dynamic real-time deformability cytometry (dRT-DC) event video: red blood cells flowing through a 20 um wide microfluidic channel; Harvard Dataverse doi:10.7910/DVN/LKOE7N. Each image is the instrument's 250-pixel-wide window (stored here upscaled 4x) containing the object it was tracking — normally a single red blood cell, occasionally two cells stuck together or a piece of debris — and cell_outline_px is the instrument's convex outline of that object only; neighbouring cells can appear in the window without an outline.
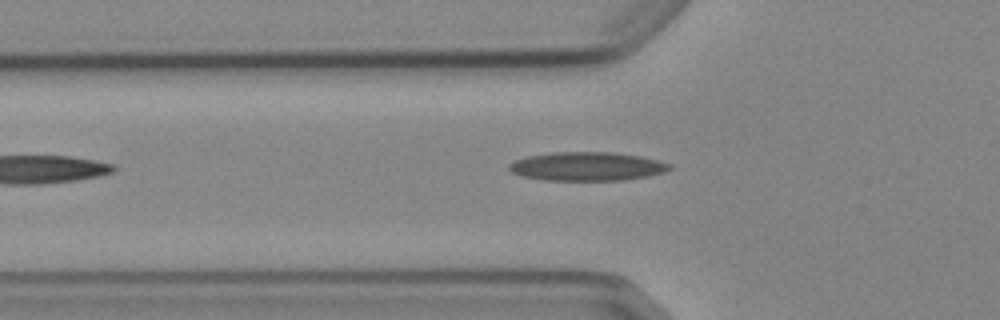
{"species": "Egyptian fruit bat (a non-hibernating species)", "species_latin": "Rousettus aegyptiacus", "temperature_condition": "cold", "stored_images_in_passage": 4, "camera_frame_rate_fps": 3000, "um_per_image_px": 0.085, "animal": {"sex": "female"}, "frame": {"image": 1, "passage_image": 4, "time_ms": 3.333, "image_size_px": [1000, 320], "cell_outline_px": [[672, 168], [664, 172], [648, 176], [624, 180], [544, 180], [520, 176], [512, 172], [508, 168], [508, 164], [516, 160], [528, 156], [552, 152], [612, 152], [640, 156], [672, 164]], "centroid_in_image_um": [49.89, 14.14], "position_along_channel_um": 75.9, "area_um2": 26.88}}